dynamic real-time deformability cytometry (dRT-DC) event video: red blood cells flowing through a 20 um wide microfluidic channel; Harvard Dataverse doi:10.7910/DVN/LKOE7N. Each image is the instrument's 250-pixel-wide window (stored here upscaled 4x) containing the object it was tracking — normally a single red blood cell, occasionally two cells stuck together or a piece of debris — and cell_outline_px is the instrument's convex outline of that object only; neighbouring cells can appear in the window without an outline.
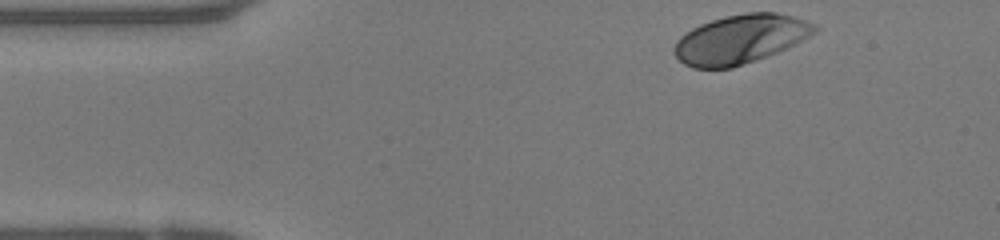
{"species": "human", "species_latin": "Homo sapiens", "temperature_condition": "warm", "stored_images_in_passage": 43, "camera_frame_rate_fps": 3000, "um_per_image_px": 0.085, "donor": {"sex": "female"}, "frame": {"image": 1, "passage_image": 1, "time_ms": 0.0, "image_size_px": [1000, 240], "cell_outline_px": [[820, 28], [816, 32], [776, 52], [732, 68], [692, 68], [684, 64], [676, 56], [672, 48], [676, 40], [680, 36], [692, 28], [700, 24], [724, 16], [744, 12], [776, 12], [792, 16], [816, 24]], "centroid_in_image_um": [62.88, 3.31], "position_along_channel_um": 22.1, "area_um2": 39.77}}
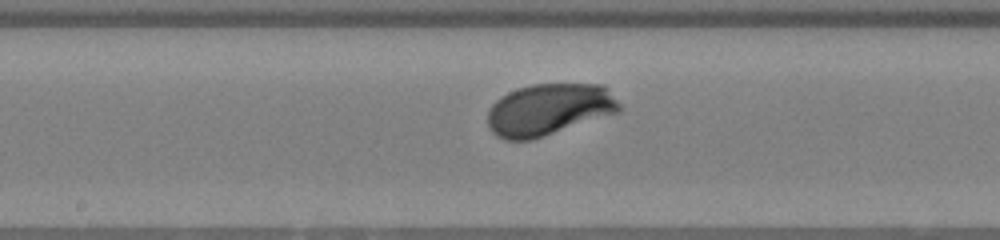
{"frame": {"image": 2, "passage_image": 19, "time_ms": 6.0, "image_size_px": [1000, 240], "cell_outline_px": [[620, 112], [532, 140], [504, 140], [496, 136], [488, 128], [488, 112], [492, 104], [496, 100], [508, 92], [532, 84], [604, 84], [620, 104]], "centroid_in_image_um": [46.65, 9.32], "position_along_channel_um": 201.5, "area_um2": 39.82}}
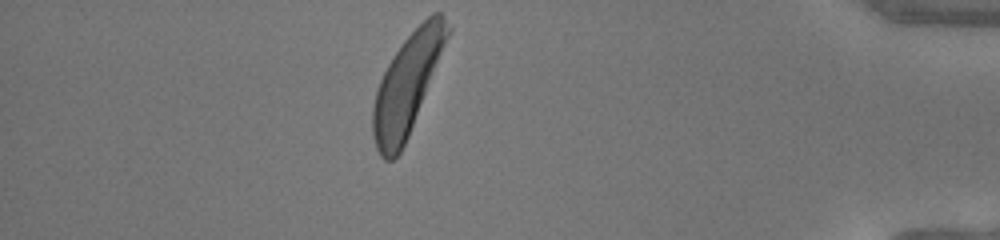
{"frame": {"image": 3, "passage_image": 37, "time_ms": 12.0, "image_size_px": [1000, 240], "cell_outline_px": [[452, 28], [408, 136], [400, 152], [392, 160], [384, 160], [380, 156], [376, 148], [372, 136], [372, 108], [376, 92], [380, 80], [392, 56], [400, 44], [432, 12], [440, 12], [444, 16]], "centroid_in_image_um": [34.59, 7.17], "position_along_channel_um": 400.6, "area_um2": 42.71}, "authors_computed_cell_mechanics": {"area_um2": 39.7664, "velocity_mm_per_s": 4.1305, "shape_relaxation_time_tau1_ms": 1.2652, "shape_relaxation_time_tau2_ms": 6.1483, "deformation_change_tau1": 0.1351, "deformation_change_tau2": 0.1765}}